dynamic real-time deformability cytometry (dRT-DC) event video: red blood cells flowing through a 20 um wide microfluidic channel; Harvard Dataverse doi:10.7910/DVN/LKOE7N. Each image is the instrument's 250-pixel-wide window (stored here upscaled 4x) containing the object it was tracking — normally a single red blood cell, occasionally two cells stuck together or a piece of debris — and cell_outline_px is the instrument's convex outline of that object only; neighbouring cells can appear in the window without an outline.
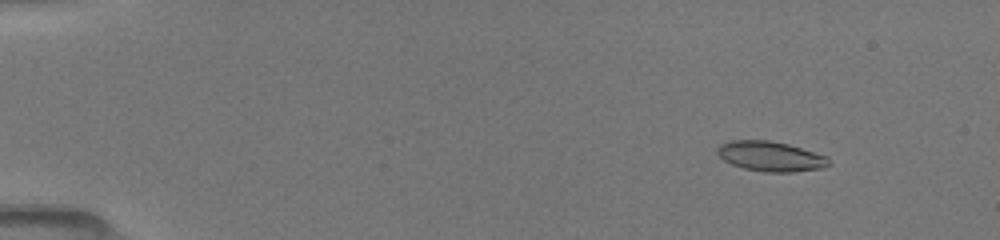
{"species": "common noctule bat (a hibernating species)", "species_latin": "Nyctalus noctula", "temperature_condition": "room temperature", "stored_images_in_passage": 52, "camera_frame_rate_fps": 3000, "um_per_image_px": 0.085, "animal": {"sex": "female", "body_mass_g": 19.5, "forearm_length_mm": 54.1}, "frame": {"image": 1, "passage_image": 7, "time_ms": 2.0, "image_size_px": [1000, 240], "cell_outline_px": [[832, 164], [824, 168], [792, 172], [764, 172], [744, 168], [732, 164], [724, 160], [716, 152], [716, 148], [720, 144], [732, 140], [768, 140], [788, 144], [828, 156]], "centroid_in_image_um": [65.53, 13.29], "position_along_channel_um": 19.5, "area_um2": 19.59}}
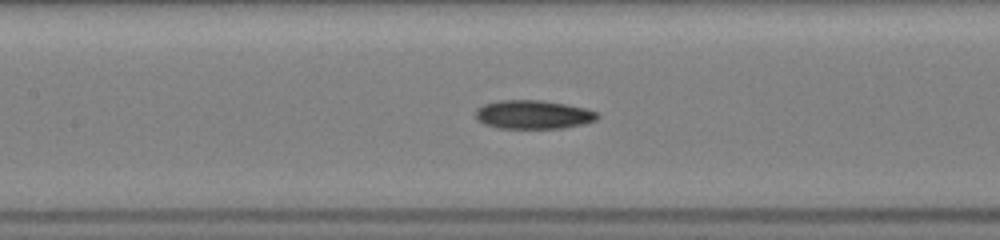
{"frame": {"image": 2, "passage_image": 26, "time_ms": 8.333, "image_size_px": [1000, 240], "cell_outline_px": [[600, 116], [596, 120], [584, 124], [560, 128], [496, 128], [484, 124], [476, 116], [476, 108], [484, 104], [500, 100], [544, 100], [584, 108], [596, 112]], "centroid_in_image_um": [45.32, 9.74], "position_along_channel_um": 162.1, "area_um2": 20.29}}
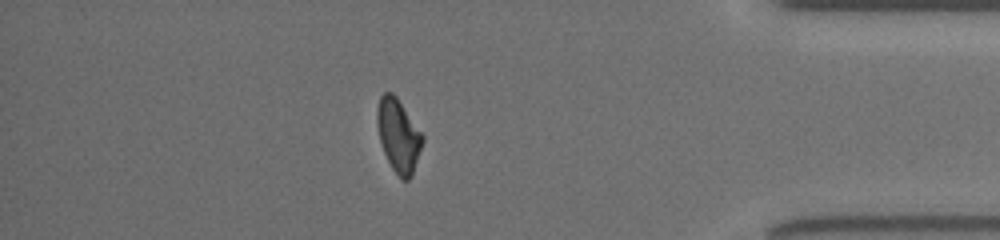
{"frame": {"image": 3, "passage_image": 46, "time_ms": 15.0, "image_size_px": [1000, 240], "cell_outline_px": [[424, 140], [412, 176], [408, 180], [400, 180], [392, 168], [384, 152], [380, 140], [376, 124], [376, 112], [380, 96], [384, 92], [392, 92], [396, 96], [424, 136]], "centroid_in_image_um": [33.86, 11.53], "position_along_channel_um": 401.3, "area_um2": 19.36}, "authors_computed_cell_mechanics": {"area_um2": 19.5942, "velocity_mm_per_s": 4.0513, "shape_relaxation_time_tau1_ms": 3.2112, "shape_relaxation_time_tau2_ms": 5.0411, "deformation_change_tau1": 0.1466, "deformation_change_tau2": 0.1294}}